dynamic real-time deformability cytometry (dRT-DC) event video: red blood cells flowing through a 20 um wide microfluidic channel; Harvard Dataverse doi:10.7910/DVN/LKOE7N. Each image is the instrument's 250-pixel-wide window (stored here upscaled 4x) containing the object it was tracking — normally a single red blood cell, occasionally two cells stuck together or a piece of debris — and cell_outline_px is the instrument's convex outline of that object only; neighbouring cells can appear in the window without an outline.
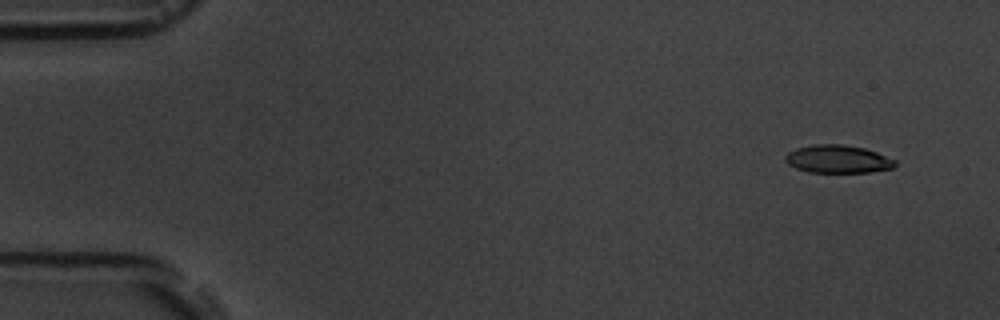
{"species": "common noctule bat (a hibernating species)", "species_latin": "Nyctalus noctula", "temperature_condition": "room temperature", "stored_images_in_passage": 5, "camera_frame_rate_fps": 3000, "um_per_image_px": 0.085, "animal": {"sex": "male", "body_mass_g": 19.5, "forearm_length_mm": 54.6}, "frame": {"image": 1, "passage_image": 1, "time_ms": 0.0, "image_size_px": [1000, 320], "cell_outline_px": [[896, 164], [892, 168], [868, 172], [808, 172], [796, 168], [788, 164], [784, 160], [784, 156], [788, 152], [796, 148], [816, 144], [844, 144], [864, 148], [876, 152], [896, 160]], "centroid_in_image_um": [71.19, 13.52], "position_along_channel_um": 13.8, "area_um2": 17.86}}
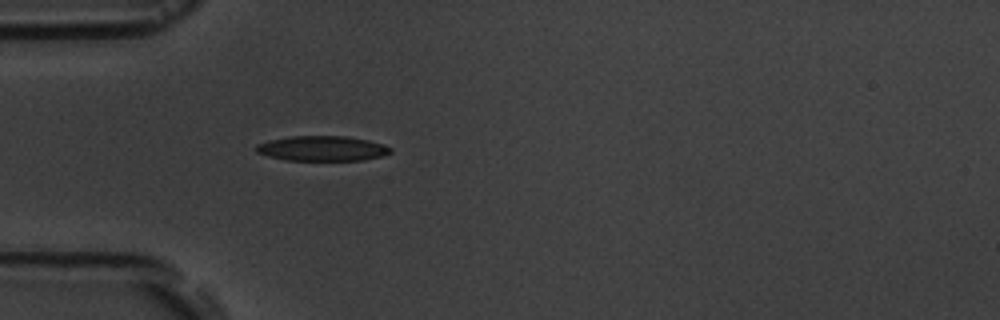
{"frame": {"image": 2, "passage_image": 5, "time_ms": 4.333, "image_size_px": [1000, 320], "cell_outline_px": [[392, 152], [380, 156], [364, 160], [284, 160], [268, 156], [256, 152], [256, 144], [268, 140], [292, 136], [348, 136], [368, 140], [384, 144], [392, 148]], "centroid_in_image_um": [27.39, 12.61], "position_along_channel_um": 57.6, "area_um2": 19.65}}